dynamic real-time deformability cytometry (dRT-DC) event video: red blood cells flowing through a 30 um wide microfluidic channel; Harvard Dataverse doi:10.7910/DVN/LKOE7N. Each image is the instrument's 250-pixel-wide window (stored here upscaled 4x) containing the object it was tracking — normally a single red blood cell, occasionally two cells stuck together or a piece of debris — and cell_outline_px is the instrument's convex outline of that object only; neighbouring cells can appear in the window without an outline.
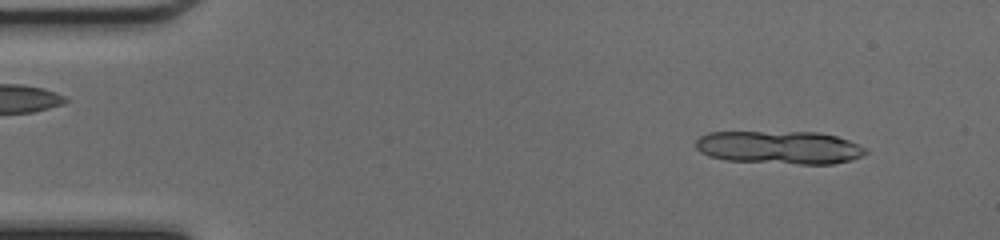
{"species": "common noctule bat (a hibernating species)", "species_latin": "Nyctalus noctula", "temperature_condition": "cold", "stored_images_in_passage": 12, "camera_frame_rate_fps": 3000, "um_per_image_px": 0.085, "animal": {"sex": "female", "body_mass_g": 17.0, "forearm_length_mm": 48.0}, "frame": {"image": 1, "passage_image": 4, "time_ms": 1.0, "image_size_px": [1000, 240], "cell_outline_px": [[868, 152], [864, 156], [852, 160], [832, 164], [800, 164], [724, 160], [708, 156], [700, 152], [696, 148], [696, 140], [700, 136], [708, 132], [816, 132], [836, 136], [848, 140], [864, 148]], "centroid_in_image_um": [66.24, 12.54], "position_along_channel_um": 18.8, "area_um2": 32.89}}